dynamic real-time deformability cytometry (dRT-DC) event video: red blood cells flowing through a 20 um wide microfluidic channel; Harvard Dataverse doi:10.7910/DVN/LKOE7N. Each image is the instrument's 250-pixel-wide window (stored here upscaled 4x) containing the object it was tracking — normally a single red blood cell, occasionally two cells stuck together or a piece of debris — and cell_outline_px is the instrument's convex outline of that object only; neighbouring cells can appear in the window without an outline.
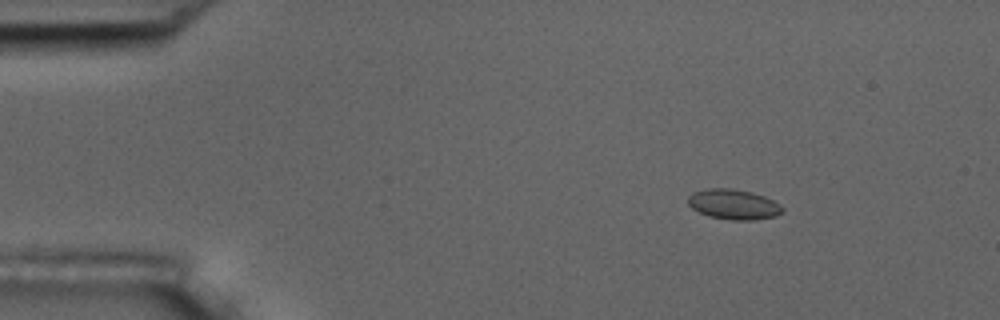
{"species": "common noctule bat (a hibernating species)", "species_latin": "Nyctalus noctula", "temperature_condition": "room temperature", "stored_images_in_passage": 8, "camera_frame_rate_fps": 3000, "um_per_image_px": 0.085, "animal": {"sex": "male", "body_mass_g": 17.5, "forearm_length_mm": 52.3}, "frame": {"image": 1, "passage_image": 3, "time_ms": 2.333, "image_size_px": [1000, 320], "cell_outline_px": [[784, 212], [776, 216], [756, 220], [732, 220], [708, 216], [692, 208], [688, 204], [688, 196], [692, 192], [704, 188], [732, 188], [752, 192], [764, 196], [780, 204], [784, 208]], "centroid_in_image_um": [62.36, 17.36], "position_along_channel_um": 22.6, "area_um2": 16.82}}
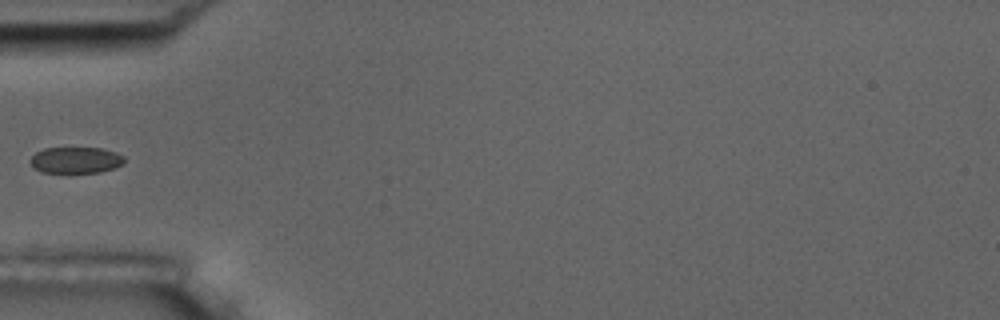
{"frame": {"image": 2, "passage_image": 6, "time_ms": 6.0, "image_size_px": [1000, 320], "cell_outline_px": [[124, 164], [116, 168], [100, 172], [68, 176], [40, 172], [32, 168], [28, 160], [36, 152], [44, 148], [100, 148], [116, 152], [124, 156]], "centroid_in_image_um": [6.39, 13.67], "position_along_channel_um": 78.6, "area_um2": 15.43}}